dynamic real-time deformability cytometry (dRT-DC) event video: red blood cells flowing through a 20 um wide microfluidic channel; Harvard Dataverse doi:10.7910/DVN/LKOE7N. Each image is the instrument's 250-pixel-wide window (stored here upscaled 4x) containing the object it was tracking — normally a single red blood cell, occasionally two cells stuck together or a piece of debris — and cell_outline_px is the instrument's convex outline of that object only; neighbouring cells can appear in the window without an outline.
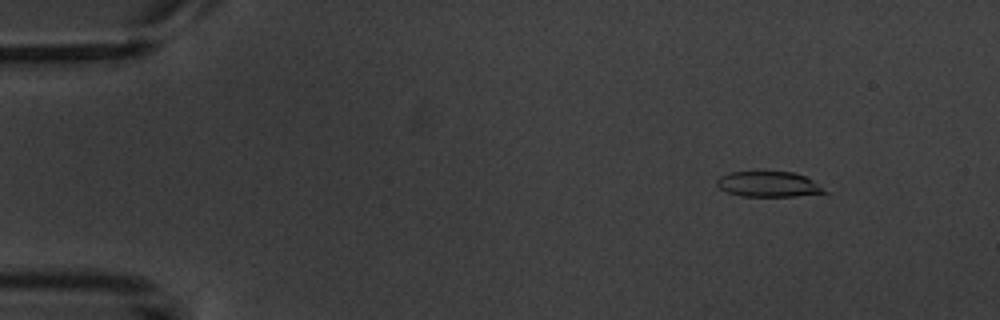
{"species": "common noctule bat (a hibernating species)", "species_latin": "Nyctalus noctula", "temperature_condition": "warm", "stored_images_in_passage": 5, "camera_frame_rate_fps": 3000, "um_per_image_px": 0.085, "animal": {"sex": "male", "body_mass_g": 20.1, "forearm_length_mm": 53.5}, "frame": {"image": 1, "passage_image": 2, "time_ms": 1.0, "image_size_px": [1000, 320], "cell_outline_px": [[828, 192], [796, 196], [744, 196], [728, 192], [720, 188], [716, 184], [716, 180], [720, 176], [728, 172], [792, 172], [804, 176], [812, 180]], "centroid_in_image_um": [65.29, 15.65], "position_along_channel_um": 19.7, "area_um2": 15.66}}
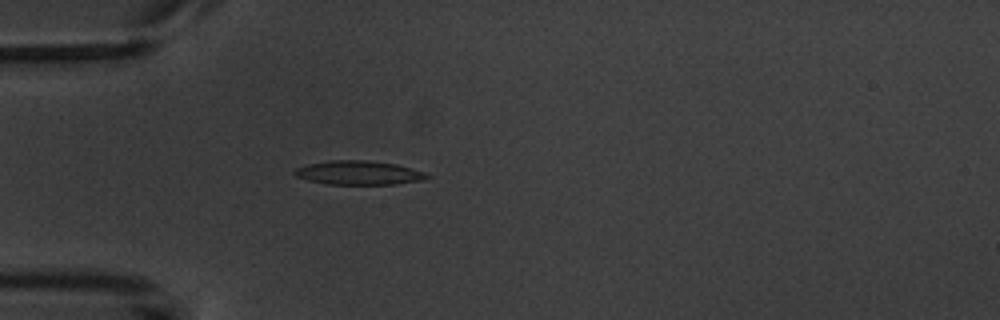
{"frame": {"image": 2, "passage_image": 5, "time_ms": 4.333, "image_size_px": [1000, 320], "cell_outline_px": [[432, 176], [424, 180], [396, 184], [324, 184], [308, 180], [296, 176], [292, 172], [296, 168], [308, 164], [332, 160], [368, 160], [396, 164], [412, 168], [424, 172]], "centroid_in_image_um": [30.51, 14.69], "position_along_channel_um": 54.5, "area_um2": 18.55}}